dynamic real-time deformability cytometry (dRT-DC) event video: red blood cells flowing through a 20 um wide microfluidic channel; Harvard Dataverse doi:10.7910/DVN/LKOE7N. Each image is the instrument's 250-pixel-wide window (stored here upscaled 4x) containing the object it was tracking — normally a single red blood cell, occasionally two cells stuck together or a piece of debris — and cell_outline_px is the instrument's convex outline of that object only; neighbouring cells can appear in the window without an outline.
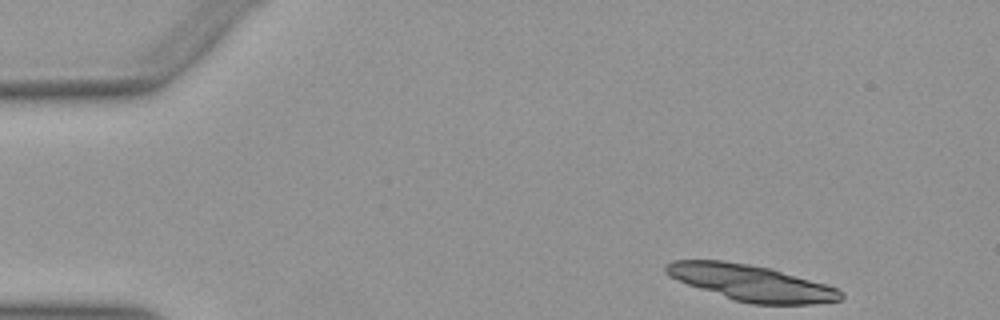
{"species": "Egyptian fruit bat (a non-hibernating species)", "species_latin": "Rousettus aegyptiacus", "temperature_condition": "warm", "stored_images_in_passage": 8, "camera_frame_rate_fps": 3000, "um_per_image_px": 0.085, "animal": {"sex": "female"}, "frame": {"image": 1, "passage_image": 1, "time_ms": 0.0, "image_size_px": [1000, 320], "cell_outline_px": [[844, 296], [840, 300], [812, 304], [752, 304], [736, 300], [688, 284], [668, 276], [664, 272], [664, 268], [672, 260], [724, 260], [772, 268], [828, 284], [844, 292]], "centroid_in_image_um": [63.9, 24.02], "position_along_channel_um": 21.1, "area_um2": 36.59}}